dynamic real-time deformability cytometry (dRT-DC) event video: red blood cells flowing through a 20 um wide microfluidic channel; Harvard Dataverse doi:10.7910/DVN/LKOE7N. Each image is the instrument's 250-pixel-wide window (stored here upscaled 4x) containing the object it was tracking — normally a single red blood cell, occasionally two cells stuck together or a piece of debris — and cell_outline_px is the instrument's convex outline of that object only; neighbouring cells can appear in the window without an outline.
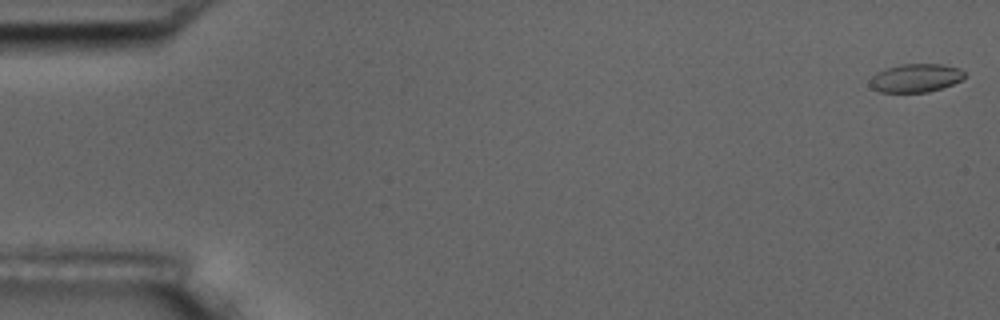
{"species": "common noctule bat (a hibernating species)", "species_latin": "Nyctalus noctula", "temperature_condition": "room temperature", "stored_images_in_passage": 9, "camera_frame_rate_fps": 3000, "um_per_image_px": 0.085, "animal": {"sex": "male", "body_mass_g": 17.5, "forearm_length_mm": 52.3}, "frame": {"image": 1, "passage_image": 1, "time_ms": 0.0, "image_size_px": [1000, 320], "cell_outline_px": [[964, 76], [960, 80], [952, 84], [928, 92], [880, 92], [872, 88], [868, 84], [872, 76], [876, 72], [900, 64], [940, 64], [960, 68], [964, 72]], "centroid_in_image_um": [77.8, 6.63], "position_along_channel_um": 7.2, "area_um2": 15.55}}
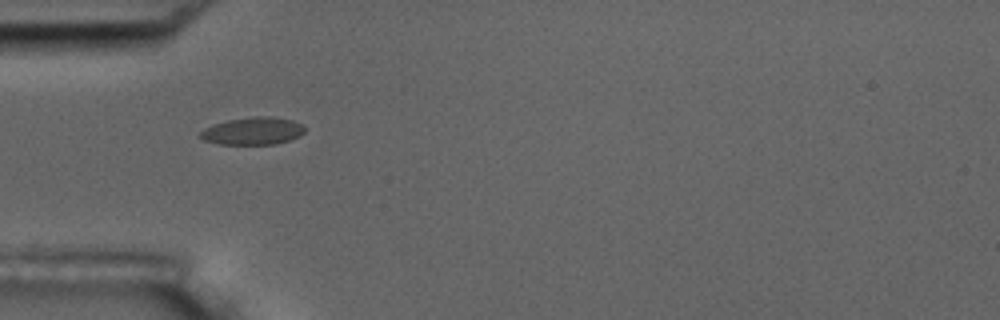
{"frame": {"image": 2, "passage_image": 6, "time_ms": 5.667, "image_size_px": [1000, 320], "cell_outline_px": [[304, 132], [300, 136], [276, 144], [220, 144], [204, 140], [200, 136], [200, 132], [204, 128], [212, 124], [228, 120], [252, 116], [272, 116], [292, 120], [304, 124]], "centroid_in_image_um": [21.5, 11.12], "position_along_channel_um": 63.5, "area_um2": 16.82}}
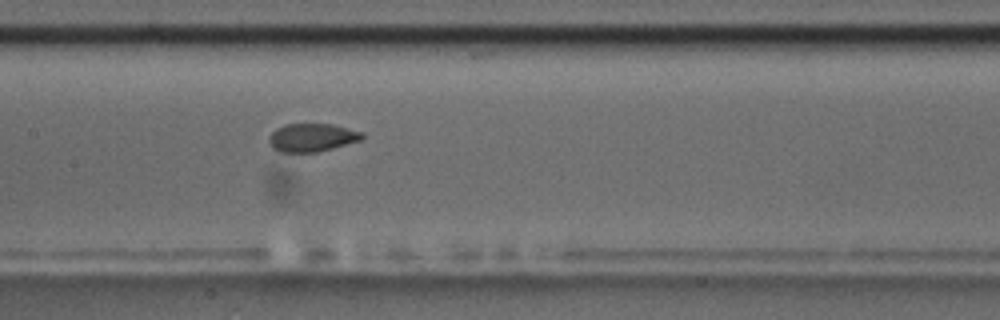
{"frame": {"image": 3, "passage_image": 9, "time_ms": 9.0, "image_size_px": [1000, 320], "cell_outline_px": [[364, 136], [360, 140], [332, 148], [316, 152], [280, 152], [272, 148], [268, 140], [268, 136], [276, 128], [284, 124], [332, 124], [364, 132]], "centroid_in_image_um": [26.49, 11.68], "position_along_channel_um": 180.9, "area_um2": 15.32}}